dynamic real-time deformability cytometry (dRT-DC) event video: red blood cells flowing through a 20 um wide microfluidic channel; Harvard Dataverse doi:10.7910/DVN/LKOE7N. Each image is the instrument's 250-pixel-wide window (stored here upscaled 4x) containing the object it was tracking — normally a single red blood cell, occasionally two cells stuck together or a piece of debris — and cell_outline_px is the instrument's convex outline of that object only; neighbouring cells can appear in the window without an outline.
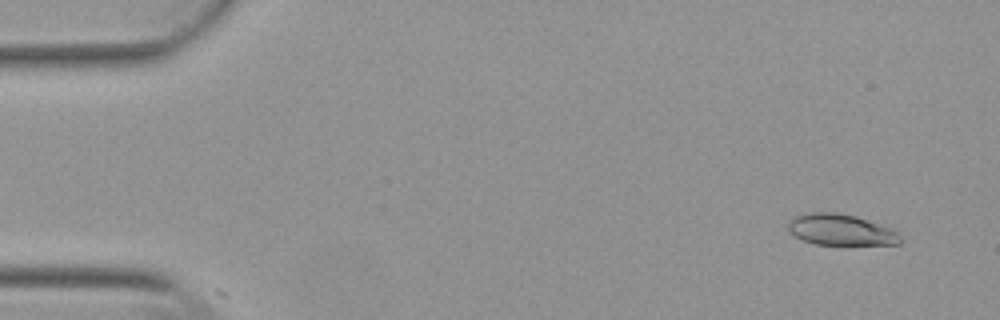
{"species": "Egyptian fruit bat (a non-hibernating species)", "species_latin": "Rousettus aegyptiacus", "temperature_condition": "warm", "stored_images_in_passage": 49, "camera_frame_rate_fps": 3000, "um_per_image_px": 0.085, "animal": {"sex": "female"}, "frame": {"image": 1, "passage_image": 4, "time_ms": 1.0, "image_size_px": [1000, 320], "cell_outline_px": [[900, 244], [844, 248], [816, 244], [804, 240], [788, 232], [788, 220], [792, 216], [804, 212], [836, 212], [856, 216], [892, 228], [900, 236]], "centroid_in_image_um": [71.47, 19.58], "position_along_channel_um": 13.5, "area_um2": 21.62}}
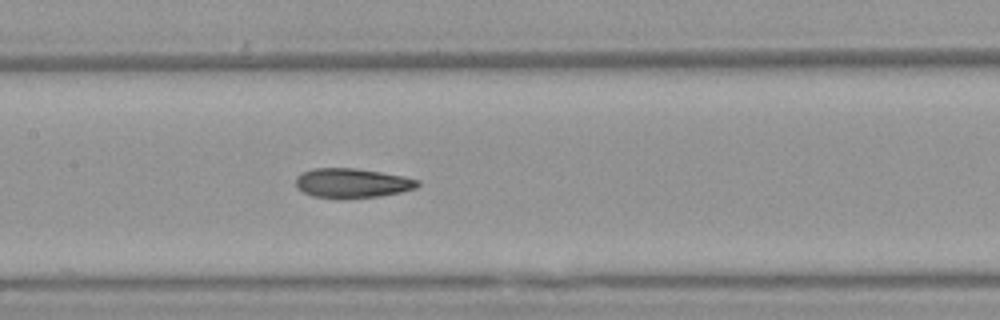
{"frame": {"image": 2, "passage_image": 26, "time_ms": 8.333, "image_size_px": [1000, 320], "cell_outline_px": [[420, 184], [416, 188], [400, 192], [380, 196], [344, 200], [312, 196], [296, 188], [296, 176], [312, 168], [356, 168], [404, 176], [420, 180]], "centroid_in_image_um": [29.92, 15.58], "position_along_channel_um": 177.5, "area_um2": 21.33}}
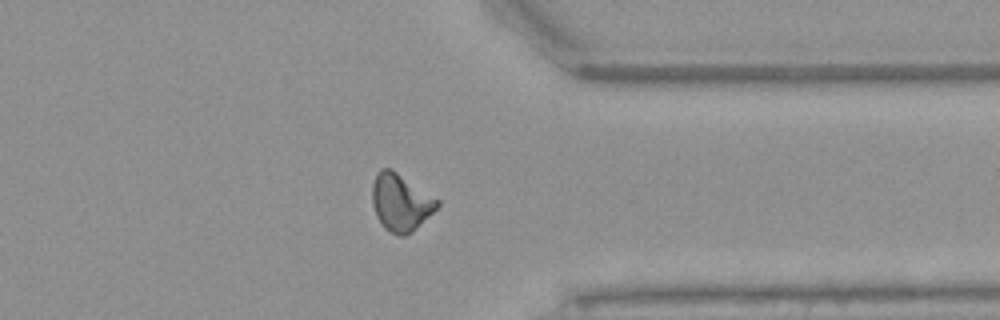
{"frame": {"image": 3, "passage_image": 42, "time_ms": 13.667, "image_size_px": [1000, 320], "cell_outline_px": [[440, 204], [412, 232], [404, 236], [400, 236], [384, 228], [376, 216], [372, 204], [372, 184], [376, 176], [384, 168], [392, 168], [440, 200]], "centroid_in_image_um": [34.05, 17.2], "position_along_channel_um": 377.3, "area_um2": 21.5}}